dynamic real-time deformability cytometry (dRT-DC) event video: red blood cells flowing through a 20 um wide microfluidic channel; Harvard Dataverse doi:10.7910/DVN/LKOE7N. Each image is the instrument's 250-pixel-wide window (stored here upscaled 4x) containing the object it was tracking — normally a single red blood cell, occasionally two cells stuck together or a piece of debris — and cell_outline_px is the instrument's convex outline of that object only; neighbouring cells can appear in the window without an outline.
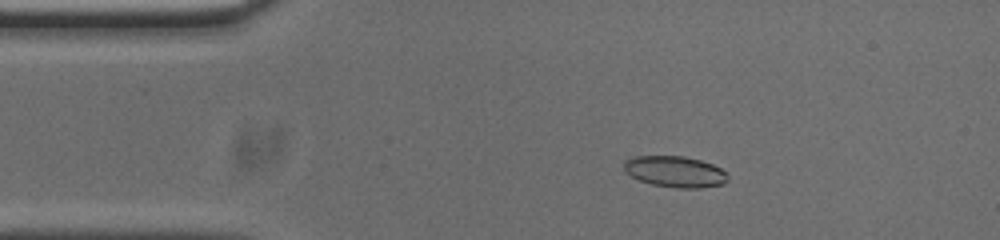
{"species": "common noctule bat (a hibernating species)", "species_latin": "Nyctalus noctula", "temperature_condition": "cold", "stored_images_in_passage": 41, "camera_frame_rate_fps": 3000, "um_per_image_px": 0.085, "animal": {"sex": "male", "body_mass_g": 20.0, "forearm_length_mm": 53.3}, "frame": {"image": 1, "passage_image": 8, "time_ms": 2.333, "image_size_px": [1000, 240], "cell_outline_px": [[728, 180], [724, 184], [700, 188], [676, 188], [652, 184], [640, 180], [624, 172], [624, 160], [636, 156], [684, 156], [700, 160], [712, 164], [720, 168], [728, 176]], "centroid_in_image_um": [57.38, 14.59], "position_along_channel_um": 27.6, "area_um2": 18.84}}
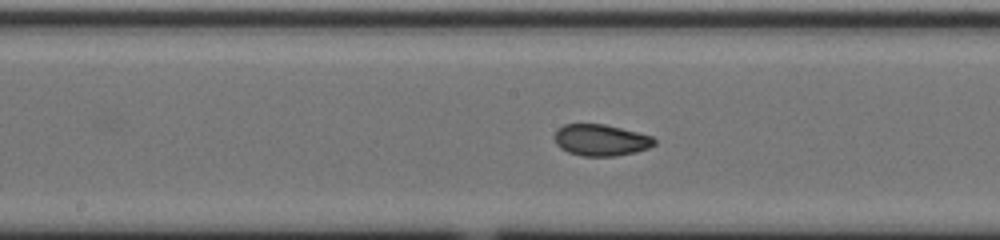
{"frame": {"image": 2, "passage_image": 25, "time_ms": 8.0, "image_size_px": [1000, 240], "cell_outline_px": [[656, 144], [648, 148], [636, 152], [616, 156], [584, 156], [568, 152], [560, 148], [556, 144], [552, 136], [564, 124], [604, 124], [652, 136], [656, 140]], "centroid_in_image_um": [51.06, 11.91], "position_along_channel_um": 197.1, "area_um2": 18.32}}
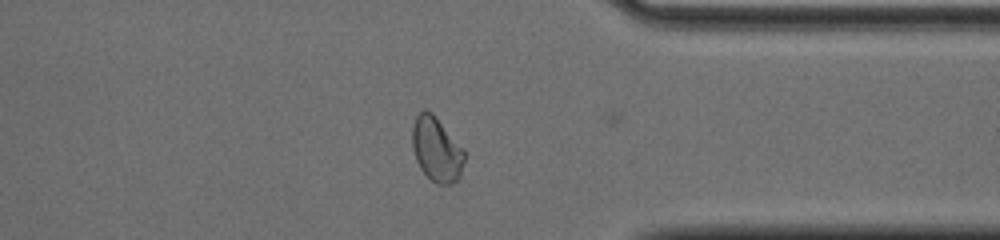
{"frame": {"image": 3, "passage_image": 40, "time_ms": 13.0, "image_size_px": [1000, 240], "cell_outline_px": [[464, 160], [460, 176], [452, 184], [436, 184], [420, 168], [416, 160], [412, 148], [412, 124], [416, 116], [424, 108], [432, 112], [436, 116], [464, 148]], "centroid_in_image_um": [37.1, 12.66], "position_along_channel_um": 374.3, "area_um2": 19.77}}